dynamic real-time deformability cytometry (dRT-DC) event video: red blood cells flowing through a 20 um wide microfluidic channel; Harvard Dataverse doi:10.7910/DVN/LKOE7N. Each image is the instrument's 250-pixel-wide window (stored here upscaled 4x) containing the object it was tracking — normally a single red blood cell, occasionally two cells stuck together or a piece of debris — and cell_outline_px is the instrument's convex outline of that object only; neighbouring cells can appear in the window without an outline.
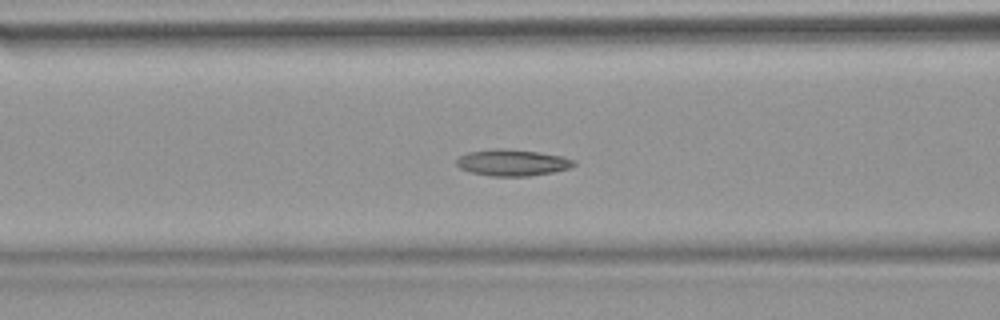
{"species": "common noctule bat (a hibernating species)", "species_latin": "Nyctalus noctula", "temperature_condition": "warm", "stored_images_in_passage": 46, "camera_frame_rate_fps": 3000, "um_per_image_px": 0.085, "animal": {"sex": "female", "body_mass_g": 18.4}, "frame": {"image": 1, "passage_image": 14, "time_ms": 4.333, "image_size_px": [1000, 320], "cell_outline_px": [[576, 164], [568, 168], [552, 172], [528, 176], [492, 176], [468, 172], [460, 168], [456, 164], [456, 160], [460, 156], [468, 152], [492, 148], [500, 148], [540, 152], [564, 156], [576, 160]], "centroid_in_image_um": [43.54, 13.81], "position_along_channel_um": 123.1, "area_um2": 18.21}}
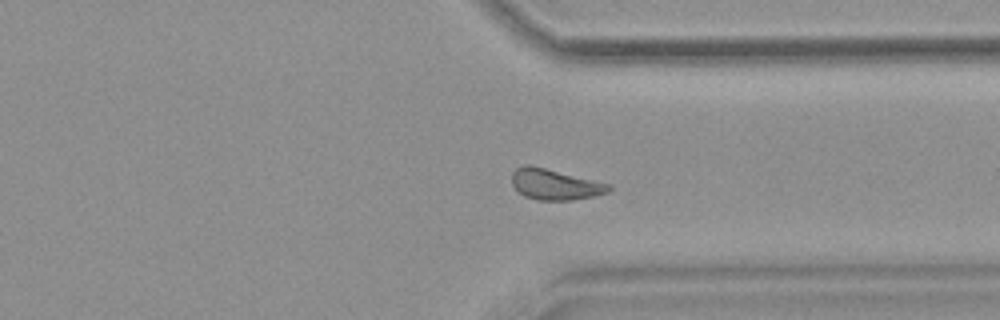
{"frame": {"image": 2, "passage_image": 33, "time_ms": 10.667, "image_size_px": [1000, 320], "cell_outline_px": [[612, 188], [608, 192], [592, 196], [572, 200], [536, 200], [524, 196], [512, 184], [512, 172], [516, 168], [524, 164], [532, 164], [612, 184]], "centroid_in_image_um": [47.17, 15.65], "position_along_channel_um": 364.2, "area_um2": 17.63}}
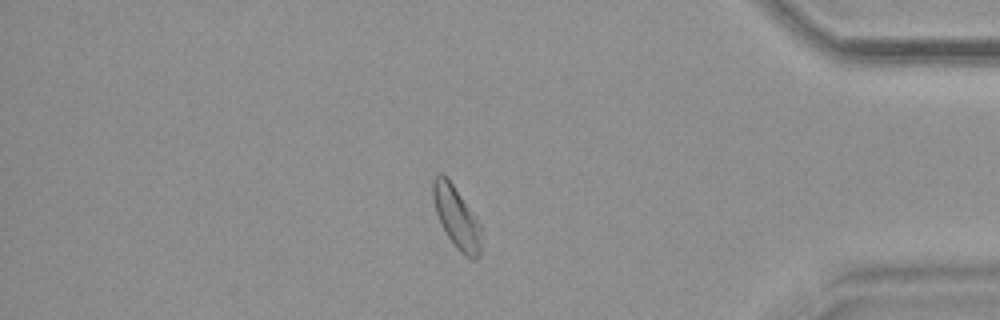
{"frame": {"image": 3, "passage_image": 38, "time_ms": 12.333, "image_size_px": [1000, 320], "cell_outline_px": [[480, 256], [472, 260], [464, 256], [456, 248], [448, 236], [436, 212], [432, 196], [432, 180], [440, 172], [452, 184], [476, 216], [480, 224]], "centroid_in_image_um": [38.81, 18.5], "position_along_channel_um": 396.4, "area_um2": 17.05}, "authors_computed_cell_mechanics": {"area_um2": 17.7157, "velocity_mm_per_s": 3.8036, "shape_relaxation_time_tau1_ms": 6.2466, "shape_relaxation_time_tau2_ms": 3.7334, "deformation_change_tau1": 0.1363, "deformation_change_tau2": 0.0976}}